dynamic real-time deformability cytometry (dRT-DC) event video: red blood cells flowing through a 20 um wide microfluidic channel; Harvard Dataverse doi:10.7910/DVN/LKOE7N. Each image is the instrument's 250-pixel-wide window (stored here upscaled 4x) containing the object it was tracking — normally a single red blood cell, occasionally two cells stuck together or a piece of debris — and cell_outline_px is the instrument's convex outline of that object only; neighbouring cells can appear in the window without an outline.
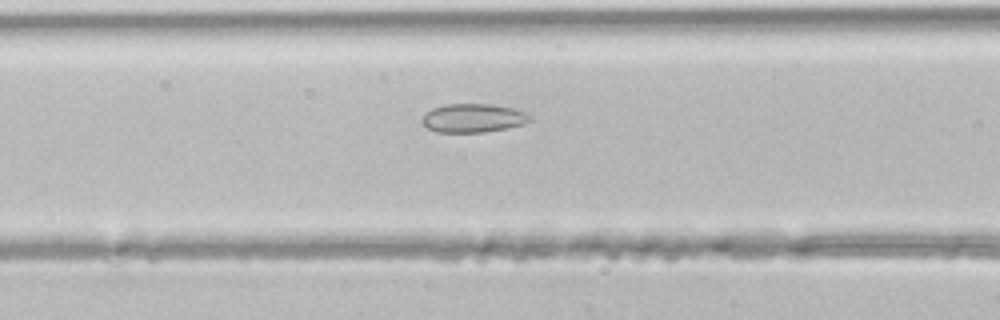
{"species": "common noctule bat (a hibernating species)", "species_latin": "Nyctalus noctula", "temperature_condition": "room temperature", "stored_images_in_passage": 3, "camera_frame_rate_fps": 3000, "um_per_image_px": 0.085, "animal": {"sex": "male", "body_mass_g": 21.5, "forearm_length_mm": 52.0}, "frame": {"image": 1, "passage_image": 3, "time_ms": 0.667, "image_size_px": [1000, 320], "cell_outline_px": [[532, 120], [524, 124], [508, 128], [484, 132], [436, 132], [428, 128], [420, 120], [432, 108], [444, 104], [492, 104], [512, 108], [528, 112], [532, 116]], "centroid_in_image_um": [40.27, 10.03], "position_along_channel_um": 126.3, "area_um2": 18.15}}